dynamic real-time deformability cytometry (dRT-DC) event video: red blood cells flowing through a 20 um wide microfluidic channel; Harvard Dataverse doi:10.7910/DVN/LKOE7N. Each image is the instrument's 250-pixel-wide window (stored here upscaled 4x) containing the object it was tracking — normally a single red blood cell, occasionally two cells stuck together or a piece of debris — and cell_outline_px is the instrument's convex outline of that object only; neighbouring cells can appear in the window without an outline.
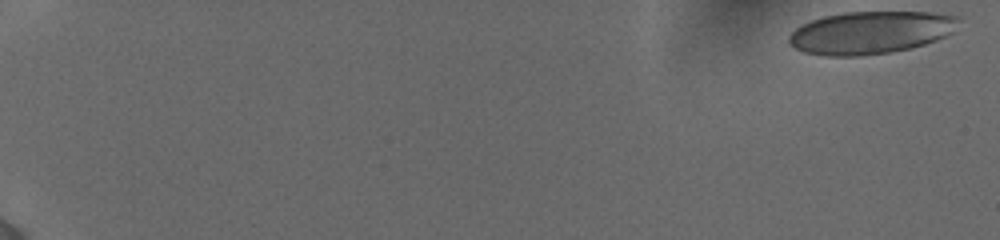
{"species": "human", "species_latin": "Homo sapiens", "temperature_condition": "cold", "stored_images_in_passage": 10, "camera_frame_rate_fps": 3000, "um_per_image_px": 0.085, "donor": {"sex": "female"}, "frame": {"image": 1, "passage_image": 1, "time_ms": 0.0, "image_size_px": [1000, 240], "cell_outline_px": [[960, 20], [952, 32], [936, 40], [924, 44], [908, 48], [888, 52], [860, 56], [824, 56], [804, 52], [796, 48], [788, 40], [788, 36], [796, 28], [812, 20], [824, 16], [844, 12], [928, 12], [960, 16]], "centroid_in_image_um": [74.0, 2.76], "position_along_channel_um": 11.0, "area_um2": 41.85}}
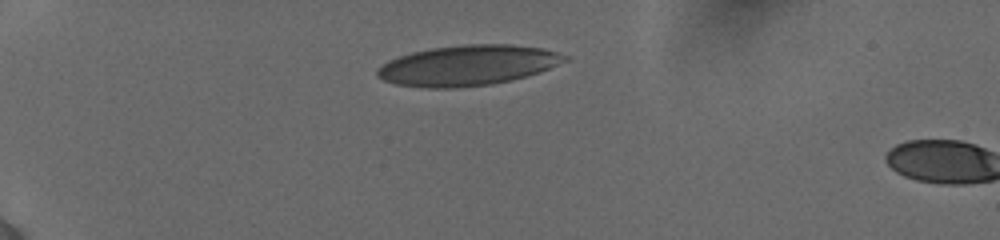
{"frame": {"image": 2, "passage_image": 9, "time_ms": 5.0, "image_size_px": [1000, 240], "cell_outline_px": [[568, 60], [540, 72], [512, 80], [492, 84], [456, 88], [424, 88], [396, 84], [384, 80], [376, 76], [376, 68], [380, 64], [388, 60], [412, 52], [432, 48], [464, 44], [512, 44], [540, 48], [556, 52], [568, 56]], "centroid_in_image_um": [39.72, 5.56], "position_along_channel_um": 45.3, "area_um2": 44.22}}